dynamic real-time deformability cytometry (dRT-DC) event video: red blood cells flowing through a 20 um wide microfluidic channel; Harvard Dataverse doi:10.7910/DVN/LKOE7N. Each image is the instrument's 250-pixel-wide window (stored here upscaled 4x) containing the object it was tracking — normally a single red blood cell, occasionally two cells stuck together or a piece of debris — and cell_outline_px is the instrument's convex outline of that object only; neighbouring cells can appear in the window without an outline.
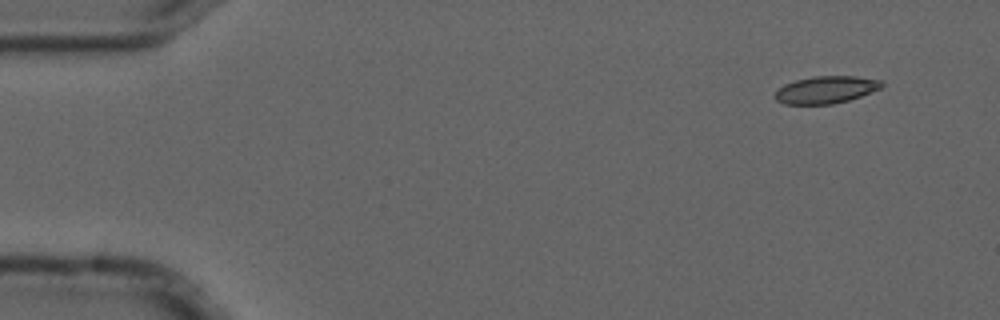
{"species": "common noctule bat (a hibernating species)", "species_latin": "Nyctalus noctula", "temperature_condition": "cold", "stored_images_in_passage": 5, "camera_frame_rate_fps": 3000, "um_per_image_px": 0.085, "animal": {"sex": "male", "forearm_length_mm": 52.5}, "frame": {"image": 1, "passage_image": 1, "time_ms": 0.0, "image_size_px": [1000, 320], "cell_outline_px": [[884, 84], [880, 88], [860, 96], [848, 100], [832, 104], [784, 104], [776, 100], [776, 92], [784, 84], [796, 80], [812, 76], [856, 76], [884, 80]], "centroid_in_image_um": [70.23, 7.61], "position_along_channel_um": 14.8, "area_um2": 16.88}}
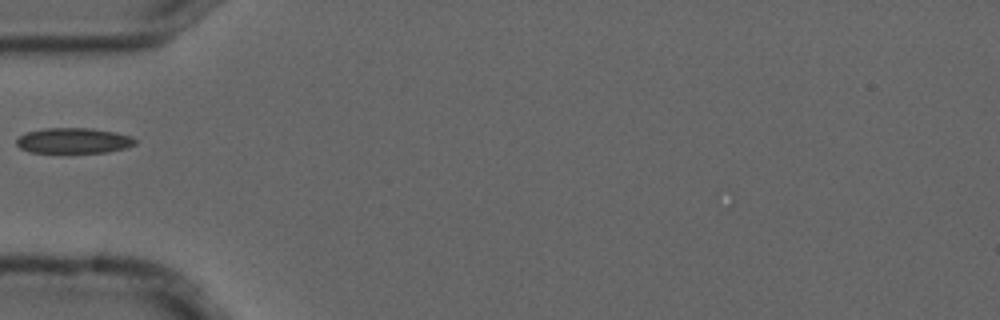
{"frame": {"image": 2, "passage_image": 4, "time_ms": 1.0, "image_size_px": [1000, 320], "cell_outline_px": [[136, 144], [124, 148], [108, 152], [32, 152], [20, 148], [16, 144], [16, 140], [20, 136], [28, 132], [44, 128], [92, 128], [116, 132], [132, 136], [136, 140]], "centroid_in_image_um": [6.28, 11.94], "position_along_channel_um": 78.7, "area_um2": 17.51}}
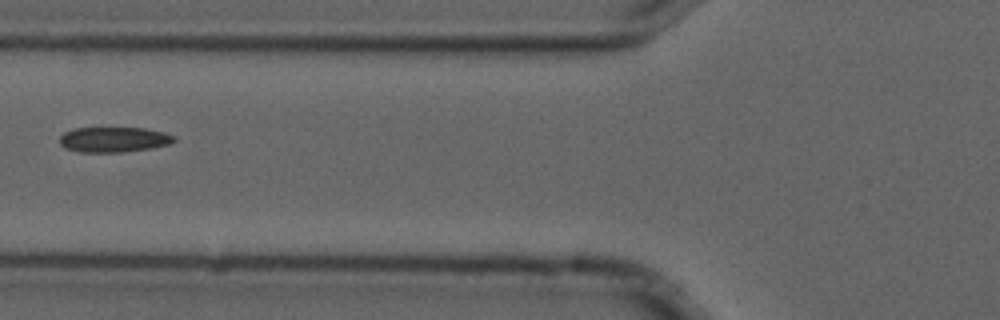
{"frame": {"image": 3, "passage_image": 5, "time_ms": 1.333, "image_size_px": [1000, 320], "cell_outline_px": [[176, 140], [168, 144], [152, 148], [124, 152], [80, 152], [64, 148], [60, 144], [60, 136], [64, 132], [76, 128], [144, 128], [164, 132], [176, 136]], "centroid_in_image_um": [9.68, 11.86], "position_along_channel_um": 116.1, "area_um2": 16.88}}